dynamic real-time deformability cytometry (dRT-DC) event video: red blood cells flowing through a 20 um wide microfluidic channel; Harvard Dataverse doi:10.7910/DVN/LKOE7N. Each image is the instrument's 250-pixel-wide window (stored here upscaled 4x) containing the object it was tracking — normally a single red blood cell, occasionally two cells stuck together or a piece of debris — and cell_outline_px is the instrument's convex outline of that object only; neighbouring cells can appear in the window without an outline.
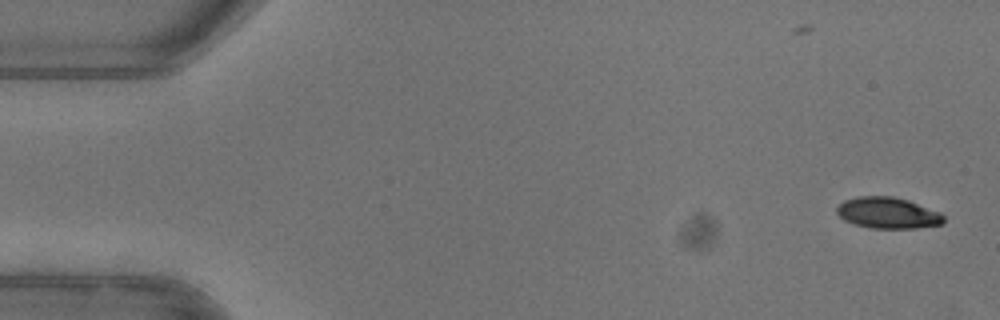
{"species": "common noctule bat (a hibernating species)", "species_latin": "Nyctalus noctula", "temperature_condition": "warm", "stored_images_in_passage": 52, "camera_frame_rate_fps": 3000, "um_per_image_px": 0.085, "animal": {"sex": "female"}, "frame": {"image": 1, "passage_image": 1, "time_ms": 0.0, "image_size_px": [1000, 320], "cell_outline_px": [[944, 220], [940, 224], [916, 228], [868, 228], [852, 224], [844, 220], [836, 212], [836, 208], [844, 200], [860, 196], [892, 196], [908, 200], [940, 212], [944, 216]], "centroid_in_image_um": [75.43, 18.1], "position_along_channel_um": 9.6, "area_um2": 19.42}}
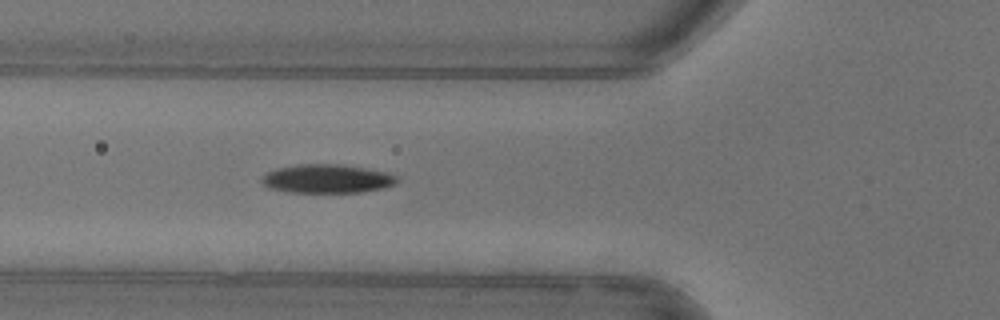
{"frame": {"image": 2, "passage_image": 18, "time_ms": 5.667, "image_size_px": [1000, 320], "cell_outline_px": [[400, 180], [396, 184], [384, 188], [360, 192], [288, 192], [268, 188], [260, 180], [268, 172], [276, 168], [300, 164], [340, 164], [388, 172], [396, 176]], "centroid_in_image_um": [27.83, 15.19], "position_along_channel_um": 98.0, "area_um2": 22.66}}
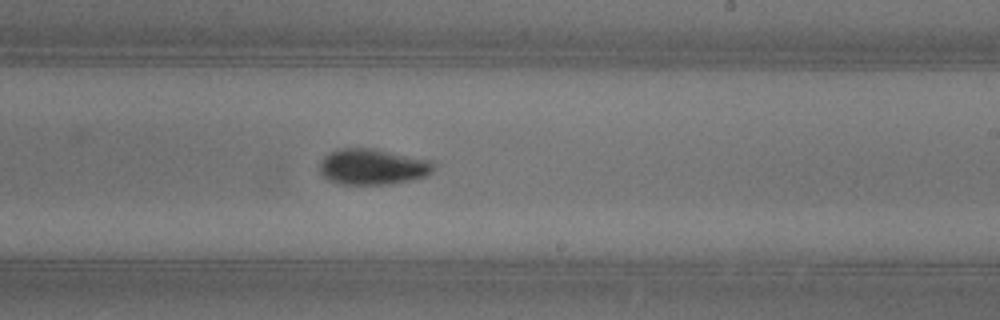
{"frame": {"image": 3, "passage_image": 30, "time_ms": 9.667, "image_size_px": [1000, 320], "cell_outline_px": [[432, 172], [428, 176], [392, 184], [340, 184], [328, 180], [320, 172], [320, 160], [324, 156], [336, 148], [372, 148], [432, 160]], "centroid_in_image_um": [31.65, 14.17], "position_along_channel_um": 257.3, "area_um2": 23.93}}